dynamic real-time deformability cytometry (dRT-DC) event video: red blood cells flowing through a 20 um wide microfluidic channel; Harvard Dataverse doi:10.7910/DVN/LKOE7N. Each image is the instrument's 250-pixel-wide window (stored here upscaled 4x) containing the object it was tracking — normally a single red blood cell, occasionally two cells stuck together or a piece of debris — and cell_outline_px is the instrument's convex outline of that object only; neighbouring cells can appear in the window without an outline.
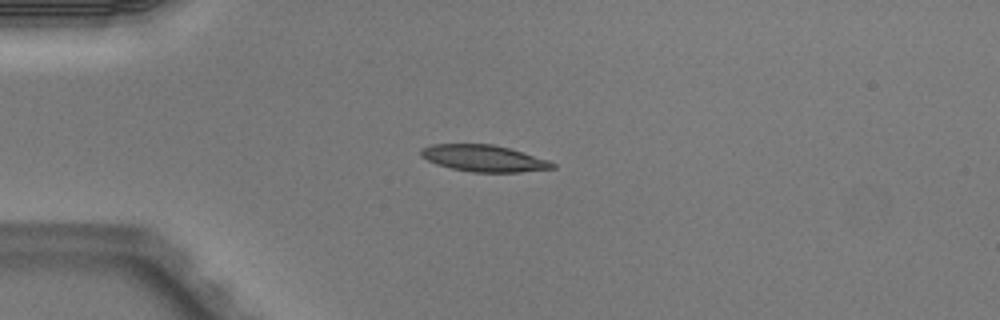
{"species": "Egyptian fruit bat (a non-hibernating species)", "species_latin": "Rousettus aegyptiacus", "temperature_condition": "warm", "stored_images_in_passage": 2, "camera_frame_rate_fps": 3000, "um_per_image_px": 0.085, "animal": {"sex": "male"}, "frame": {"image": 1, "passage_image": 2, "time_ms": 0.333, "image_size_px": [1000, 320], "cell_outline_px": [[556, 168], [520, 172], [472, 172], [452, 168], [436, 164], [420, 156], [420, 148], [432, 144], [492, 144], [508, 148], [548, 160], [556, 164]], "centroid_in_image_um": [41.1, 13.46], "position_along_channel_um": 43.9, "area_um2": 20.29}}